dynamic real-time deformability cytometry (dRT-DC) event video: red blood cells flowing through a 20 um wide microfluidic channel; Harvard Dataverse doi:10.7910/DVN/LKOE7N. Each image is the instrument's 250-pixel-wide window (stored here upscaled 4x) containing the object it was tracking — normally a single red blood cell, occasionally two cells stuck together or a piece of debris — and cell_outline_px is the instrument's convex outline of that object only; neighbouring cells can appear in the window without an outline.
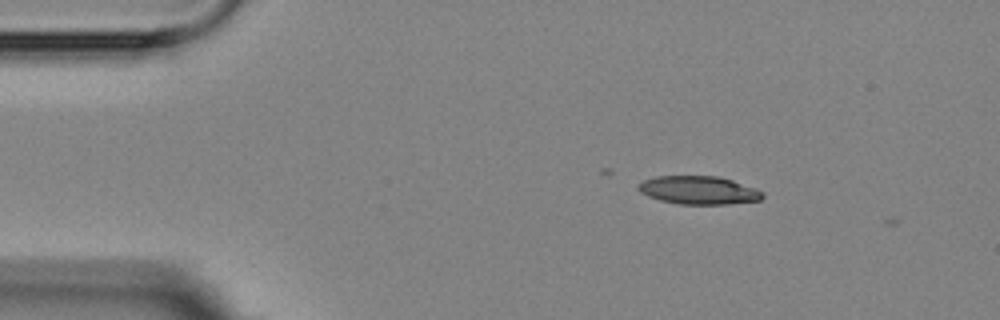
{"species": "Egyptian fruit bat (a non-hibernating species)", "species_latin": "Rousettus aegyptiacus", "temperature_condition": "room temperature", "stored_images_in_passage": 4, "camera_frame_rate_fps": 3000, "um_per_image_px": 0.085, "animal": {"sex": "female"}, "frame": {"image": 1, "passage_image": 2, "time_ms": 1.333, "image_size_px": [1000, 320], "cell_outline_px": [[764, 196], [760, 200], [728, 204], [680, 204], [660, 200], [648, 196], [640, 192], [636, 188], [636, 184], [644, 180], [656, 176], [720, 176], [756, 188], [764, 192]], "centroid_in_image_um": [59.38, 16.16], "position_along_channel_um": 25.6, "area_um2": 20.58}}